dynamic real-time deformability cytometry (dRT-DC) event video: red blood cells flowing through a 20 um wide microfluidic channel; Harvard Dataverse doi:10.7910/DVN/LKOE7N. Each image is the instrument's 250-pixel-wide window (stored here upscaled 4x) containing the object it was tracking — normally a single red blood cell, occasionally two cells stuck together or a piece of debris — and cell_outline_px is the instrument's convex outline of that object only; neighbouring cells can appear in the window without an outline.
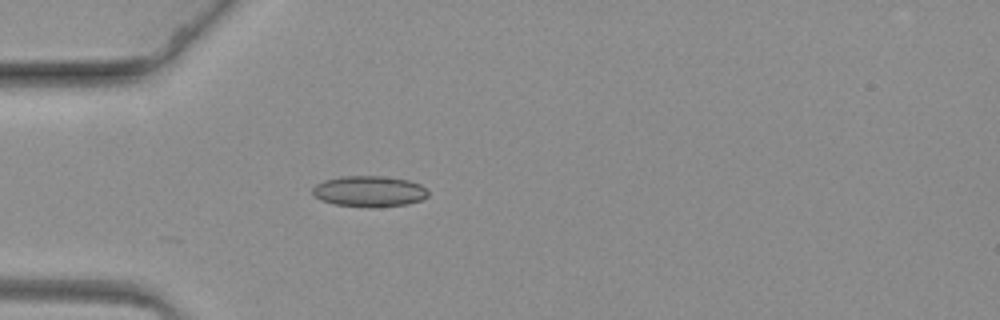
{"species": "common noctule bat (a hibernating species)", "species_latin": "Nyctalus noctula", "temperature_condition": "warm", "stored_images_in_passage": 6, "camera_frame_rate_fps": 3000, "um_per_image_px": 0.085, "animal": {"sex": "female", "body_mass_g": 19.3, "forearm_length_mm": 54.1}, "frame": {"image": 1, "passage_image": 1, "time_ms": 0.0, "image_size_px": [1000, 320], "cell_outline_px": [[428, 196], [420, 200], [408, 204], [376, 208], [368, 208], [332, 204], [320, 200], [312, 192], [312, 188], [316, 184], [324, 180], [344, 176], [380, 176], [408, 180], [420, 184], [428, 192]], "centroid_in_image_um": [31.37, 16.28], "position_along_channel_um": 53.6, "area_um2": 20.98}}